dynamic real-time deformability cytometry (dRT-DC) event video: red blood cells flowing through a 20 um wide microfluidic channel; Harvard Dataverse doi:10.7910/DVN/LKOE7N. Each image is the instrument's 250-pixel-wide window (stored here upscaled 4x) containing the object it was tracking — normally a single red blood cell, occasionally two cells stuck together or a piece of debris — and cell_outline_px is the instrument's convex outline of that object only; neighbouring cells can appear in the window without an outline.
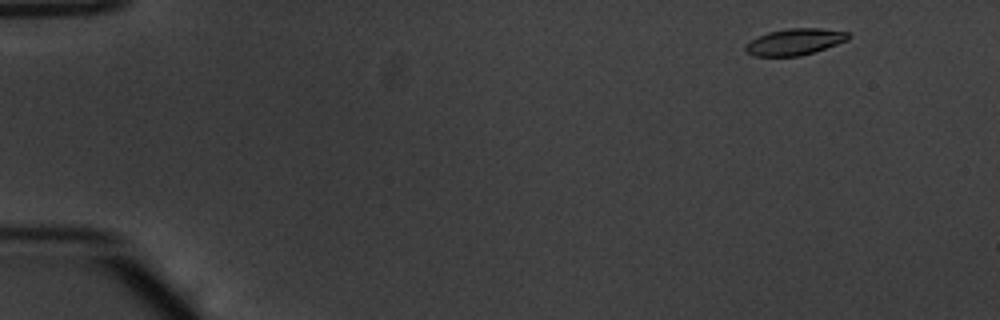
{"species": "common noctule bat (a hibernating species)", "species_latin": "Nyctalus noctula", "temperature_condition": "warm", "stored_images_in_passage": 51, "camera_frame_rate_fps": 3000, "um_per_image_px": 0.085, "animal": {"sex": "male", "body_mass_g": 20.1, "forearm_length_mm": 53.5}, "frame": {"image": 1, "passage_image": 3, "time_ms": 0.667, "image_size_px": [1000, 320], "cell_outline_px": [[852, 36], [848, 40], [800, 56], [752, 56], [744, 52], [744, 44], [768, 32], [788, 28], [820, 28], [848, 32]], "centroid_in_image_um": [67.52, 3.55], "position_along_channel_um": 17.5, "area_um2": 15.84}}
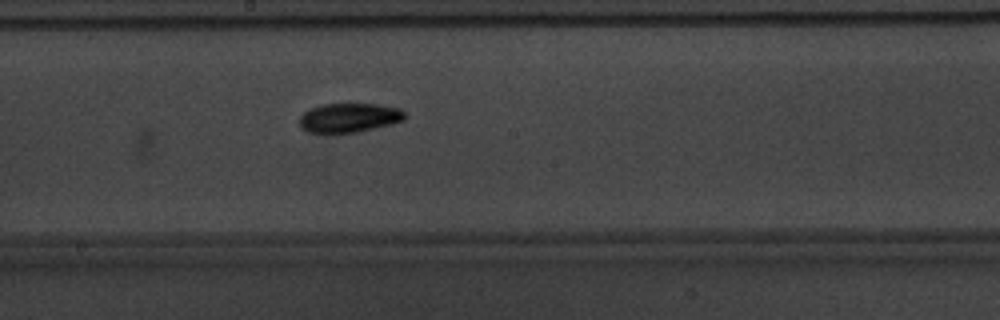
{"frame": {"image": 2, "passage_image": 28, "time_ms": 9.0, "image_size_px": [1000, 320], "cell_outline_px": [[408, 116], [404, 120], [356, 132], [308, 132], [300, 124], [300, 116], [304, 112], [320, 104], [376, 104], [400, 108]], "centroid_in_image_um": [29.7, 9.98], "position_along_channel_um": 218.5, "area_um2": 17.57}}
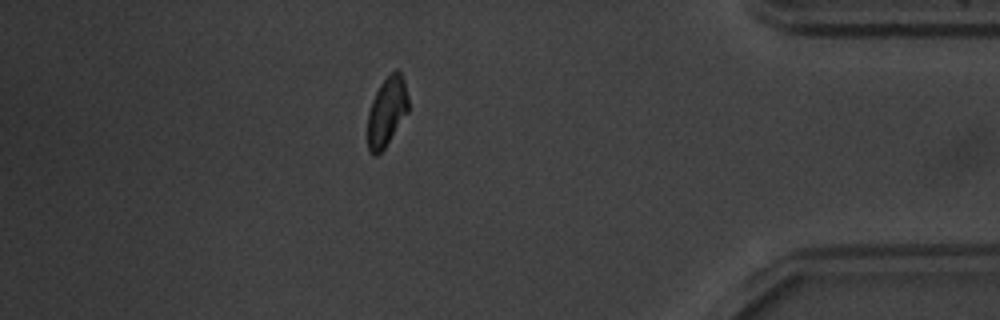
{"frame": {"image": 3, "passage_image": 45, "time_ms": 14.667, "image_size_px": [1000, 320], "cell_outline_px": [[408, 112], [384, 148], [376, 156], [372, 156], [368, 152], [368, 112], [372, 100], [380, 84], [396, 68], [400, 72], [404, 80], [408, 96]], "centroid_in_image_um": [32.87, 9.5], "position_along_channel_um": 402.3, "area_um2": 16.36}, "authors_computed_cell_mechanics": {"area_um2": 17.051, "velocity_mm_per_s": 3.829, "shape_relaxation_time_tau1_ms": 3.0292, "shape_relaxation_time_tau2_ms": 6.4493, "deformation_change_tau1": 0.1332, "deformation_change_tau2": 0.0983}}